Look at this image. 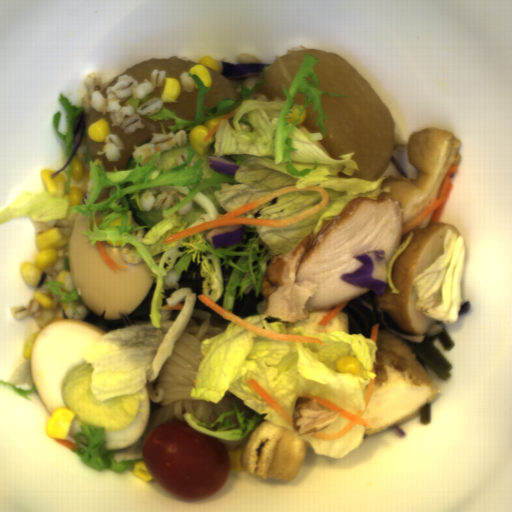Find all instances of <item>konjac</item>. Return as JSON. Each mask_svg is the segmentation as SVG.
<instances>
[{
    "label": "konjac",
    "instance_id": "obj_1",
    "mask_svg": "<svg viewBox=\"0 0 512 512\" xmlns=\"http://www.w3.org/2000/svg\"><path fill=\"white\" fill-rule=\"evenodd\" d=\"M211 312L193 314L179 336L163 367L154 379L146 382L150 416L143 433L145 439L156 427L165 423H186L183 415L191 413L195 420L209 426L226 411L238 408L242 399L229 390L218 403L191 398L196 372L206 357L201 346L204 340L225 332L211 324Z\"/></svg>",
    "mask_w": 512,
    "mask_h": 512
}]
</instances>
